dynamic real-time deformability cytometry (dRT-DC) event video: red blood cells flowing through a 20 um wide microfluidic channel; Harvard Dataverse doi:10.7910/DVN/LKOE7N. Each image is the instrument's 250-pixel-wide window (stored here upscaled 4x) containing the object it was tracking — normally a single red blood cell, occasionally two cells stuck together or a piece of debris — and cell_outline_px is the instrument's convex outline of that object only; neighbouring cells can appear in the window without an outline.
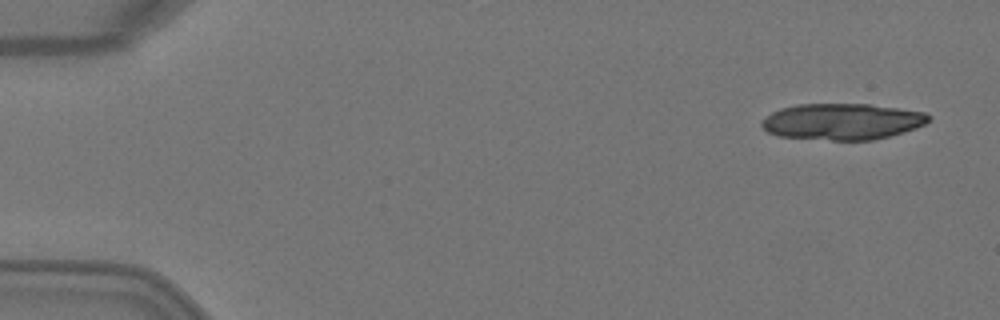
{"species": "Egyptian fruit bat (a non-hibernating species)", "species_latin": "Rousettus aegyptiacus", "temperature_condition": "warm", "stored_images_in_passage": 3, "camera_frame_rate_fps": 3000, "um_per_image_px": 0.085, "animal": {"sex": "female"}, "frame": {"image": 1, "passage_image": 1, "time_ms": 0.0, "image_size_px": [1000, 320], "cell_outline_px": [[932, 116], [924, 124], [916, 128], [888, 136], [872, 140], [832, 140], [780, 136], [768, 132], [760, 124], [772, 112], [780, 108], [796, 104], [872, 104], [924, 112]], "centroid_in_image_um": [71.6, 10.32], "position_along_channel_um": 13.4, "area_um2": 35.08}}